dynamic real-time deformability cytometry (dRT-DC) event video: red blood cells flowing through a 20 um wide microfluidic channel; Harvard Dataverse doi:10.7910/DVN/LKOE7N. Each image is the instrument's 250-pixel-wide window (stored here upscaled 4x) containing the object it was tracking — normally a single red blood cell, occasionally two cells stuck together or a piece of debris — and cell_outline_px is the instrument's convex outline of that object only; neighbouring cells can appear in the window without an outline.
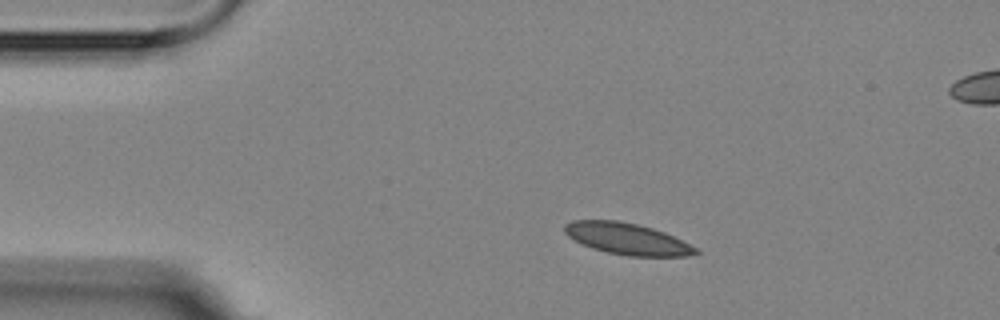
{"species": "Egyptian fruit bat (a non-hibernating species)", "species_latin": "Rousettus aegyptiacus", "temperature_condition": "room temperature", "stored_images_in_passage": 5, "camera_frame_rate_fps": 3000, "um_per_image_px": 0.085, "animal": {"sex": "female"}, "frame": {"image": 1, "passage_image": 1, "time_ms": 0.0, "image_size_px": [1000, 320], "cell_outline_px": [[700, 252], [688, 256], [628, 256], [608, 252], [592, 248], [568, 236], [564, 232], [564, 224], [572, 220], [616, 220], [636, 224], [652, 228], [664, 232], [696, 248]], "centroid_in_image_um": [53.28, 20.29], "position_along_channel_um": 31.7, "area_um2": 23.7}}
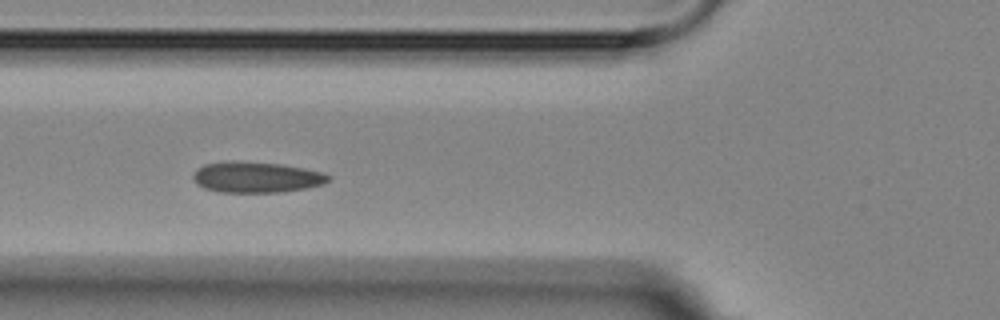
{"frame": {"image": 2, "passage_image": 4, "time_ms": 3.333, "image_size_px": [1000, 320], "cell_outline_px": [[332, 176], [324, 184], [284, 192], [220, 192], [204, 188], [196, 184], [192, 176], [204, 164], [232, 160], [236, 160], [280, 164], [304, 168], [324, 172]], "centroid_in_image_um": [21.81, 15.06], "position_along_channel_um": 104.0, "area_um2": 24.39}}
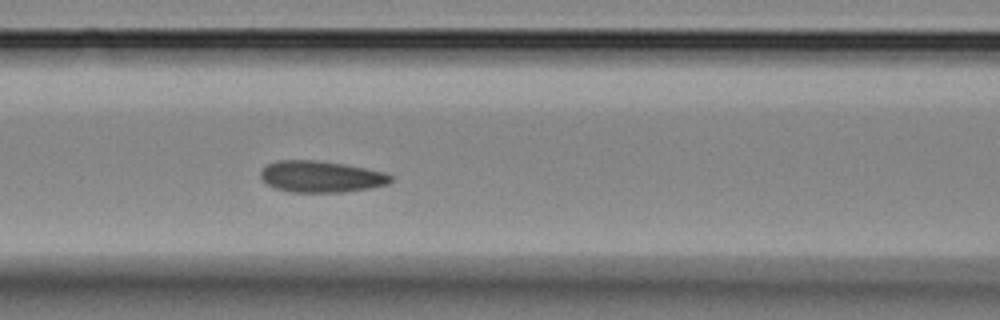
{"frame": {"image": 3, "passage_image": 5, "time_ms": 4.333, "image_size_px": [1000, 320], "cell_outline_px": [[392, 180], [388, 184], [372, 188], [344, 192], [292, 192], [276, 188], [268, 184], [260, 176], [260, 172], [268, 164], [276, 160], [316, 160], [344, 164], [384, 172], [392, 176]], "centroid_in_image_um": [27.31, 15.01], "position_along_channel_um": 139.3, "area_um2": 23.76}}